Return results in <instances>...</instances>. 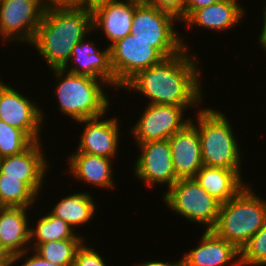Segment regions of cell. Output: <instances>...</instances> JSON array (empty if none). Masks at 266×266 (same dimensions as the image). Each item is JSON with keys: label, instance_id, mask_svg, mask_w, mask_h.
<instances>
[{"label": "cell", "instance_id": "28", "mask_svg": "<svg viewBox=\"0 0 266 266\" xmlns=\"http://www.w3.org/2000/svg\"><path fill=\"white\" fill-rule=\"evenodd\" d=\"M241 266H266V222L240 250Z\"/></svg>", "mask_w": 266, "mask_h": 266}, {"label": "cell", "instance_id": "1", "mask_svg": "<svg viewBox=\"0 0 266 266\" xmlns=\"http://www.w3.org/2000/svg\"><path fill=\"white\" fill-rule=\"evenodd\" d=\"M195 56L190 49L184 48L180 53L138 72L121 90L139 92L149 100L146 104L202 107L205 98L201 85L203 73L198 65L200 59Z\"/></svg>", "mask_w": 266, "mask_h": 266}, {"label": "cell", "instance_id": "9", "mask_svg": "<svg viewBox=\"0 0 266 266\" xmlns=\"http://www.w3.org/2000/svg\"><path fill=\"white\" fill-rule=\"evenodd\" d=\"M148 43L128 34L109 47L111 67L115 75V90L118 92L138 72L160 63L165 58Z\"/></svg>", "mask_w": 266, "mask_h": 266}, {"label": "cell", "instance_id": "32", "mask_svg": "<svg viewBox=\"0 0 266 266\" xmlns=\"http://www.w3.org/2000/svg\"><path fill=\"white\" fill-rule=\"evenodd\" d=\"M219 0H185L183 22L197 9L212 5Z\"/></svg>", "mask_w": 266, "mask_h": 266}, {"label": "cell", "instance_id": "11", "mask_svg": "<svg viewBox=\"0 0 266 266\" xmlns=\"http://www.w3.org/2000/svg\"><path fill=\"white\" fill-rule=\"evenodd\" d=\"M12 87L0 78V121L23 130L34 142L44 141L45 112L35 99Z\"/></svg>", "mask_w": 266, "mask_h": 266}, {"label": "cell", "instance_id": "14", "mask_svg": "<svg viewBox=\"0 0 266 266\" xmlns=\"http://www.w3.org/2000/svg\"><path fill=\"white\" fill-rule=\"evenodd\" d=\"M42 141H35L30 147L17 155L0 158V172L6 177L21 178L39 197L45 185L49 160H47Z\"/></svg>", "mask_w": 266, "mask_h": 266}, {"label": "cell", "instance_id": "21", "mask_svg": "<svg viewBox=\"0 0 266 266\" xmlns=\"http://www.w3.org/2000/svg\"><path fill=\"white\" fill-rule=\"evenodd\" d=\"M30 209L0 207V244L11 256L30 249Z\"/></svg>", "mask_w": 266, "mask_h": 266}, {"label": "cell", "instance_id": "19", "mask_svg": "<svg viewBox=\"0 0 266 266\" xmlns=\"http://www.w3.org/2000/svg\"><path fill=\"white\" fill-rule=\"evenodd\" d=\"M168 141L176 176L179 179L194 178L204 165L197 128L189 122Z\"/></svg>", "mask_w": 266, "mask_h": 266}, {"label": "cell", "instance_id": "29", "mask_svg": "<svg viewBox=\"0 0 266 266\" xmlns=\"http://www.w3.org/2000/svg\"><path fill=\"white\" fill-rule=\"evenodd\" d=\"M90 246L86 241L82 243L76 252L73 266H108L100 252Z\"/></svg>", "mask_w": 266, "mask_h": 266}, {"label": "cell", "instance_id": "6", "mask_svg": "<svg viewBox=\"0 0 266 266\" xmlns=\"http://www.w3.org/2000/svg\"><path fill=\"white\" fill-rule=\"evenodd\" d=\"M178 22V23H176ZM179 19L172 13L147 6L142 2L135 8L130 34L149 42L165 58L191 49L184 34L177 31Z\"/></svg>", "mask_w": 266, "mask_h": 266}, {"label": "cell", "instance_id": "7", "mask_svg": "<svg viewBox=\"0 0 266 266\" xmlns=\"http://www.w3.org/2000/svg\"><path fill=\"white\" fill-rule=\"evenodd\" d=\"M173 213L203 229L212 230L217 222L221 203L204 190L195 178L178 179L162 196Z\"/></svg>", "mask_w": 266, "mask_h": 266}, {"label": "cell", "instance_id": "35", "mask_svg": "<svg viewBox=\"0 0 266 266\" xmlns=\"http://www.w3.org/2000/svg\"><path fill=\"white\" fill-rule=\"evenodd\" d=\"M143 263H139L138 264L136 263V266H184V263H183V258L179 259V260H176L175 262L172 261V262H163L161 260H150V261H142Z\"/></svg>", "mask_w": 266, "mask_h": 266}, {"label": "cell", "instance_id": "16", "mask_svg": "<svg viewBox=\"0 0 266 266\" xmlns=\"http://www.w3.org/2000/svg\"><path fill=\"white\" fill-rule=\"evenodd\" d=\"M140 3V0H115L95 8L92 11L93 32L105 36L107 47L123 39L130 34L134 11Z\"/></svg>", "mask_w": 266, "mask_h": 266}, {"label": "cell", "instance_id": "23", "mask_svg": "<svg viewBox=\"0 0 266 266\" xmlns=\"http://www.w3.org/2000/svg\"><path fill=\"white\" fill-rule=\"evenodd\" d=\"M93 198V194L89 192L76 191L60 198V201L55 202L54 207L52 206L49 211L76 231L77 227L89 224L96 216L98 203Z\"/></svg>", "mask_w": 266, "mask_h": 266}, {"label": "cell", "instance_id": "13", "mask_svg": "<svg viewBox=\"0 0 266 266\" xmlns=\"http://www.w3.org/2000/svg\"><path fill=\"white\" fill-rule=\"evenodd\" d=\"M107 116L108 112L99 117L76 121V125L78 123L84 128L78 137L80 140L75 152H85L113 160L118 156L119 145L122 144L119 142L121 122L115 115L111 118Z\"/></svg>", "mask_w": 266, "mask_h": 266}, {"label": "cell", "instance_id": "17", "mask_svg": "<svg viewBox=\"0 0 266 266\" xmlns=\"http://www.w3.org/2000/svg\"><path fill=\"white\" fill-rule=\"evenodd\" d=\"M198 246L183 253L184 266H241L240 250L212 230H204Z\"/></svg>", "mask_w": 266, "mask_h": 266}, {"label": "cell", "instance_id": "22", "mask_svg": "<svg viewBox=\"0 0 266 266\" xmlns=\"http://www.w3.org/2000/svg\"><path fill=\"white\" fill-rule=\"evenodd\" d=\"M236 170L203 165L194 177L199 185L220 203L235 197L248 183Z\"/></svg>", "mask_w": 266, "mask_h": 266}, {"label": "cell", "instance_id": "34", "mask_svg": "<svg viewBox=\"0 0 266 266\" xmlns=\"http://www.w3.org/2000/svg\"><path fill=\"white\" fill-rule=\"evenodd\" d=\"M266 1V0H265ZM265 4H263V10H262V22L263 23L260 27H261V32H259V36L257 37L258 39V44L259 47H261V50H264V52H266V2H263Z\"/></svg>", "mask_w": 266, "mask_h": 266}, {"label": "cell", "instance_id": "12", "mask_svg": "<svg viewBox=\"0 0 266 266\" xmlns=\"http://www.w3.org/2000/svg\"><path fill=\"white\" fill-rule=\"evenodd\" d=\"M139 154L134 161L133 174L145 187L167 186L169 189L179 178L173 168L170 144L168 139L135 144ZM141 152V153H140Z\"/></svg>", "mask_w": 266, "mask_h": 266}, {"label": "cell", "instance_id": "15", "mask_svg": "<svg viewBox=\"0 0 266 266\" xmlns=\"http://www.w3.org/2000/svg\"><path fill=\"white\" fill-rule=\"evenodd\" d=\"M91 34L93 31L75 44L71 58L63 69L72 74L103 80L115 91V75L110 62V48L100 50L99 46L94 43V39L92 41L91 38H87Z\"/></svg>", "mask_w": 266, "mask_h": 266}, {"label": "cell", "instance_id": "5", "mask_svg": "<svg viewBox=\"0 0 266 266\" xmlns=\"http://www.w3.org/2000/svg\"><path fill=\"white\" fill-rule=\"evenodd\" d=\"M247 184L235 197L221 203L212 231L241 250L266 222V199Z\"/></svg>", "mask_w": 266, "mask_h": 266}, {"label": "cell", "instance_id": "10", "mask_svg": "<svg viewBox=\"0 0 266 266\" xmlns=\"http://www.w3.org/2000/svg\"><path fill=\"white\" fill-rule=\"evenodd\" d=\"M44 11L42 0H0V38L5 47L9 42L30 45Z\"/></svg>", "mask_w": 266, "mask_h": 266}, {"label": "cell", "instance_id": "2", "mask_svg": "<svg viewBox=\"0 0 266 266\" xmlns=\"http://www.w3.org/2000/svg\"><path fill=\"white\" fill-rule=\"evenodd\" d=\"M93 31L92 11L84 8L45 9L42 21L30 43L49 70L68 64L75 44Z\"/></svg>", "mask_w": 266, "mask_h": 266}, {"label": "cell", "instance_id": "8", "mask_svg": "<svg viewBox=\"0 0 266 266\" xmlns=\"http://www.w3.org/2000/svg\"><path fill=\"white\" fill-rule=\"evenodd\" d=\"M190 108L195 112L200 109V107L147 104L128 132L136 144L167 140L191 121L190 117H185L186 114L189 115L185 111Z\"/></svg>", "mask_w": 266, "mask_h": 266}, {"label": "cell", "instance_id": "24", "mask_svg": "<svg viewBox=\"0 0 266 266\" xmlns=\"http://www.w3.org/2000/svg\"><path fill=\"white\" fill-rule=\"evenodd\" d=\"M35 227L30 226V247L34 243H45L64 239H86L73 229L67 222L55 217L50 211L40 215Z\"/></svg>", "mask_w": 266, "mask_h": 266}, {"label": "cell", "instance_id": "31", "mask_svg": "<svg viewBox=\"0 0 266 266\" xmlns=\"http://www.w3.org/2000/svg\"><path fill=\"white\" fill-rule=\"evenodd\" d=\"M23 258H25V260H22ZM19 261L22 262L20 264V266H61V265H57V264L51 263V262L43 259L41 256H39L32 249H28L27 251H24L21 254H17V255L12 256L11 266H13V265L16 266V264H18L17 262H19ZM17 266H19V264Z\"/></svg>", "mask_w": 266, "mask_h": 266}, {"label": "cell", "instance_id": "37", "mask_svg": "<svg viewBox=\"0 0 266 266\" xmlns=\"http://www.w3.org/2000/svg\"><path fill=\"white\" fill-rule=\"evenodd\" d=\"M11 262H12V256L0 244V266H11Z\"/></svg>", "mask_w": 266, "mask_h": 266}, {"label": "cell", "instance_id": "33", "mask_svg": "<svg viewBox=\"0 0 266 266\" xmlns=\"http://www.w3.org/2000/svg\"><path fill=\"white\" fill-rule=\"evenodd\" d=\"M45 9L81 8V0H42Z\"/></svg>", "mask_w": 266, "mask_h": 266}, {"label": "cell", "instance_id": "3", "mask_svg": "<svg viewBox=\"0 0 266 266\" xmlns=\"http://www.w3.org/2000/svg\"><path fill=\"white\" fill-rule=\"evenodd\" d=\"M50 71L56 79L53 92L62 115L79 121L102 116L111 110L112 98L107 95L111 87L105 81L72 74L64 69Z\"/></svg>", "mask_w": 266, "mask_h": 266}, {"label": "cell", "instance_id": "26", "mask_svg": "<svg viewBox=\"0 0 266 266\" xmlns=\"http://www.w3.org/2000/svg\"><path fill=\"white\" fill-rule=\"evenodd\" d=\"M85 239L54 240L45 243H34L30 249L43 259L61 266H73L78 248Z\"/></svg>", "mask_w": 266, "mask_h": 266}, {"label": "cell", "instance_id": "4", "mask_svg": "<svg viewBox=\"0 0 266 266\" xmlns=\"http://www.w3.org/2000/svg\"><path fill=\"white\" fill-rule=\"evenodd\" d=\"M203 107L190 121L198 131L203 164L236 170L242 175L243 152L228 115L222 109Z\"/></svg>", "mask_w": 266, "mask_h": 266}, {"label": "cell", "instance_id": "20", "mask_svg": "<svg viewBox=\"0 0 266 266\" xmlns=\"http://www.w3.org/2000/svg\"><path fill=\"white\" fill-rule=\"evenodd\" d=\"M66 166L74 180L101 189L115 188L113 169L114 160L103 156L92 155L85 152L70 153Z\"/></svg>", "mask_w": 266, "mask_h": 266}, {"label": "cell", "instance_id": "30", "mask_svg": "<svg viewBox=\"0 0 266 266\" xmlns=\"http://www.w3.org/2000/svg\"><path fill=\"white\" fill-rule=\"evenodd\" d=\"M143 4L157 9L165 10L179 19L180 25L183 23V10L185 0H140Z\"/></svg>", "mask_w": 266, "mask_h": 266}, {"label": "cell", "instance_id": "18", "mask_svg": "<svg viewBox=\"0 0 266 266\" xmlns=\"http://www.w3.org/2000/svg\"><path fill=\"white\" fill-rule=\"evenodd\" d=\"M240 0H219L212 5L195 10L182 24L190 31L194 26L215 32L233 30L245 17V9ZM193 26V27H192Z\"/></svg>", "mask_w": 266, "mask_h": 266}, {"label": "cell", "instance_id": "25", "mask_svg": "<svg viewBox=\"0 0 266 266\" xmlns=\"http://www.w3.org/2000/svg\"><path fill=\"white\" fill-rule=\"evenodd\" d=\"M38 197L21 178L6 177L0 172V207L35 208Z\"/></svg>", "mask_w": 266, "mask_h": 266}, {"label": "cell", "instance_id": "27", "mask_svg": "<svg viewBox=\"0 0 266 266\" xmlns=\"http://www.w3.org/2000/svg\"><path fill=\"white\" fill-rule=\"evenodd\" d=\"M33 143L23 130L0 121V158L20 154Z\"/></svg>", "mask_w": 266, "mask_h": 266}, {"label": "cell", "instance_id": "36", "mask_svg": "<svg viewBox=\"0 0 266 266\" xmlns=\"http://www.w3.org/2000/svg\"><path fill=\"white\" fill-rule=\"evenodd\" d=\"M115 0H81V8L93 11L95 8Z\"/></svg>", "mask_w": 266, "mask_h": 266}]
</instances>
